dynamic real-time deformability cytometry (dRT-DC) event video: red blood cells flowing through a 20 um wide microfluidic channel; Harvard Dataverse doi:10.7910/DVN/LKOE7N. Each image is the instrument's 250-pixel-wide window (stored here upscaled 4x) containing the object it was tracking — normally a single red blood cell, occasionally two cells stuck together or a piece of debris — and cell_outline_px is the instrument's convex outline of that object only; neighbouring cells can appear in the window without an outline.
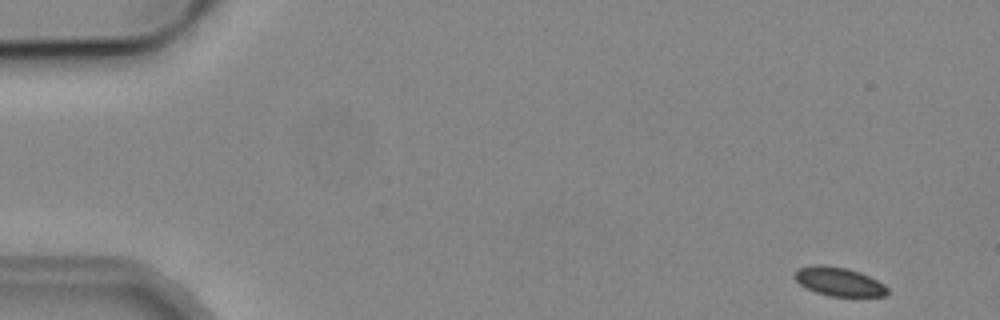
{"species": "common noctule bat (a hibernating species)", "species_latin": "Nyctalus noctula", "temperature_condition": "cold", "stored_images_in_passage": 11, "camera_frame_rate_fps": 3000, "um_per_image_px": 0.085, "animal": {"sex": "male", "body_mass_g": 19.2, "forearm_length_mm": 51.8}, "frame": {"image": 1, "passage_image": 1, "time_ms": 0.0, "image_size_px": [1000, 320], "cell_outline_px": [[888, 292], [884, 296], [828, 296], [816, 292], [800, 284], [792, 276], [796, 268], [816, 264], [820, 264], [848, 268], [860, 272], [884, 284], [888, 288]], "centroid_in_image_um": [71.27, 23.92], "position_along_channel_um": 13.7, "area_um2": 15.61}}